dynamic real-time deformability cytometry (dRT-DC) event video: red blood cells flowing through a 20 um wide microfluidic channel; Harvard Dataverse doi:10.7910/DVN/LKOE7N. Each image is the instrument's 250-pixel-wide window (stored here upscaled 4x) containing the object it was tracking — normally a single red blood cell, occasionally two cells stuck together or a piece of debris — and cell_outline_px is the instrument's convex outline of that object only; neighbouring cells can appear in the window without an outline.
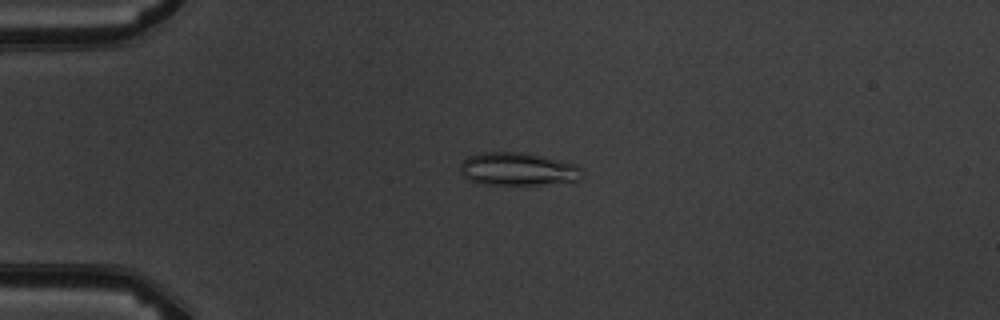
{"species": "common noctule bat (a hibernating species)", "species_latin": "Nyctalus noctula", "temperature_condition": "warm", "stored_images_in_passage": 5, "camera_frame_rate_fps": 3000, "um_per_image_px": 0.085, "animal": {"sex": "male", "body_mass_g": 19.5, "forearm_length_mm": 54.6}, "frame": {"image": 1, "passage_image": 4, "time_ms": 3.333, "image_size_px": [1000, 320], "cell_outline_px": [[584, 172], [580, 180], [576, 184], [484, 184], [472, 180], [464, 176], [460, 172], [460, 164], [468, 156], [484, 152], [524, 152], [560, 160], [576, 164]], "centroid_in_image_um": [44.12, 14.38], "position_along_channel_um": 40.9, "area_um2": 23.76}}